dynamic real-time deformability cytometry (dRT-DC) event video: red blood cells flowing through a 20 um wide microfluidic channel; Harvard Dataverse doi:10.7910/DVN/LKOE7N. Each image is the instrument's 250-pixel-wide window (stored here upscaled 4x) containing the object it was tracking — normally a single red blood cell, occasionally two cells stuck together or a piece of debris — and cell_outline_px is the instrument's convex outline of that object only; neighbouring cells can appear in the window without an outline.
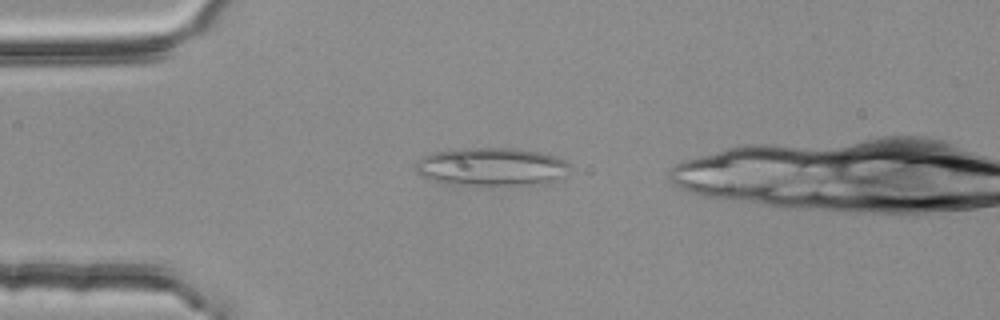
{"species": "common noctule bat (a hibernating species)", "species_latin": "Nyctalus noctula", "temperature_condition": "room temperature", "stored_images_in_passage": 1, "camera_frame_rate_fps": 3000, "um_per_image_px": 0.085, "animal": {"sex": "female", "body_mass_g": 25.1}, "frame": {"image": 1, "passage_image": 1, "time_ms": 0.0, "image_size_px": [1000, 320], "cell_outline_px": [[572, 168], [548, 184], [444, 184], [420, 176], [412, 168], [416, 160], [424, 156], [436, 152], [460, 148], [516, 148], [540, 152], [564, 160]], "centroid_in_image_um": [41.71, 14.17], "position_along_channel_um": 43.3, "area_um2": 34.28}}